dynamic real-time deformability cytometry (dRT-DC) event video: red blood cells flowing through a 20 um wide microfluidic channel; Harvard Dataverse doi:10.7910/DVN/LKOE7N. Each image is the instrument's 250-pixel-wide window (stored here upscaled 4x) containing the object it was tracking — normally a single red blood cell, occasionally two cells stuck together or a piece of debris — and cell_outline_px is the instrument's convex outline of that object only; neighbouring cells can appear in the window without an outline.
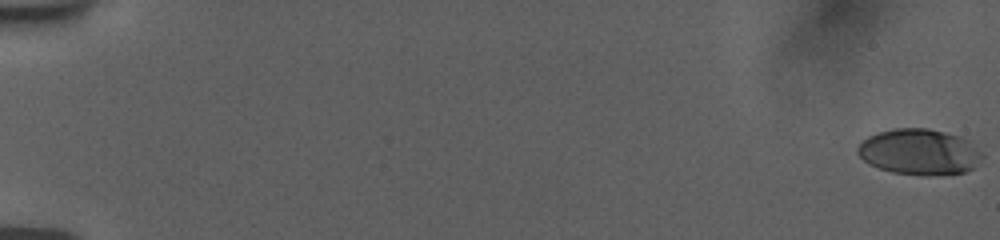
{"species": "human", "species_latin": "Homo sapiens", "temperature_condition": "room temperature", "stored_images_in_passage": 15, "camera_frame_rate_fps": 3000, "um_per_image_px": 0.085, "donor": {"sex": "female"}, "frame": {"image": 1, "passage_image": 1, "time_ms": 0.0, "image_size_px": [1000, 240], "cell_outline_px": [[984, 156], [972, 168], [964, 172], [928, 176], [924, 176], [892, 172], [868, 164], [856, 152], [856, 148], [868, 136], [892, 128], [928, 128], [960, 136], [968, 140], [984, 152]], "centroid_in_image_um": [78.16, 12.91], "position_along_channel_um": 6.8, "area_um2": 33.41}}